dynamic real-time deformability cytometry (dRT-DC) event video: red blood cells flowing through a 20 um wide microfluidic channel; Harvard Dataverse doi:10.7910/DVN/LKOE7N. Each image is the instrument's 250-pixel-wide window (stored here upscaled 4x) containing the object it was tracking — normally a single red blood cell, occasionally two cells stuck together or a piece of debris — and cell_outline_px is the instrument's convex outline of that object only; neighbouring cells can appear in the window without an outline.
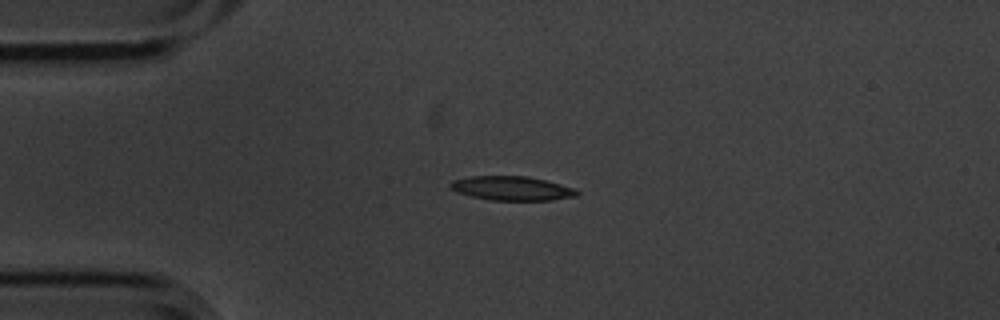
{"species": "common noctule bat (a hibernating species)", "species_latin": "Nyctalus noctula", "temperature_condition": "cold", "stored_images_in_passage": 3, "camera_frame_rate_fps": 3000, "um_per_image_px": 0.085, "animal": {"sex": "male", "body_mass_g": 20.1, "forearm_length_mm": 53.5}, "frame": {"image": 1, "passage_image": 2, "time_ms": 0.333, "image_size_px": [1000, 320], "cell_outline_px": [[580, 192], [576, 196], [552, 200], [488, 200], [456, 192], [448, 188], [448, 184], [452, 180], [468, 176], [528, 176], [576, 188]], "centroid_in_image_um": [43.47, 16.0], "position_along_channel_um": 41.5, "area_um2": 17.98}}